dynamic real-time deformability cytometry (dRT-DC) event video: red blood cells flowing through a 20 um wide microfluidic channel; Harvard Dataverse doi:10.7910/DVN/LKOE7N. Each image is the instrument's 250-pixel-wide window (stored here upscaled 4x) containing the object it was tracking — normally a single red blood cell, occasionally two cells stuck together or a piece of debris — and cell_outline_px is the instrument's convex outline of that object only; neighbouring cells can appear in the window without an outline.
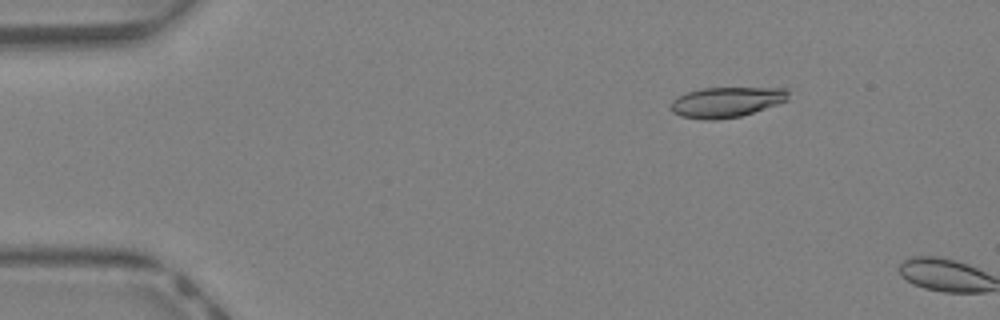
{"species": "Egyptian fruit bat (a non-hibernating species)", "species_latin": "Rousettus aegyptiacus", "temperature_condition": "warm", "stored_images_in_passage": 7, "camera_frame_rate_fps": 3000, "um_per_image_px": 0.085, "animal": {"sex": "female"}, "frame": {"image": 1, "passage_image": 6, "time_ms": 1.667, "image_size_px": [1000, 320], "cell_outline_px": [[788, 100], [740, 116], [716, 120], [704, 120], [680, 116], [672, 112], [672, 100], [688, 92], [704, 88], [788, 88]], "centroid_in_image_um": [61.74, 8.68], "position_along_channel_um": 23.3, "area_um2": 20.46}}